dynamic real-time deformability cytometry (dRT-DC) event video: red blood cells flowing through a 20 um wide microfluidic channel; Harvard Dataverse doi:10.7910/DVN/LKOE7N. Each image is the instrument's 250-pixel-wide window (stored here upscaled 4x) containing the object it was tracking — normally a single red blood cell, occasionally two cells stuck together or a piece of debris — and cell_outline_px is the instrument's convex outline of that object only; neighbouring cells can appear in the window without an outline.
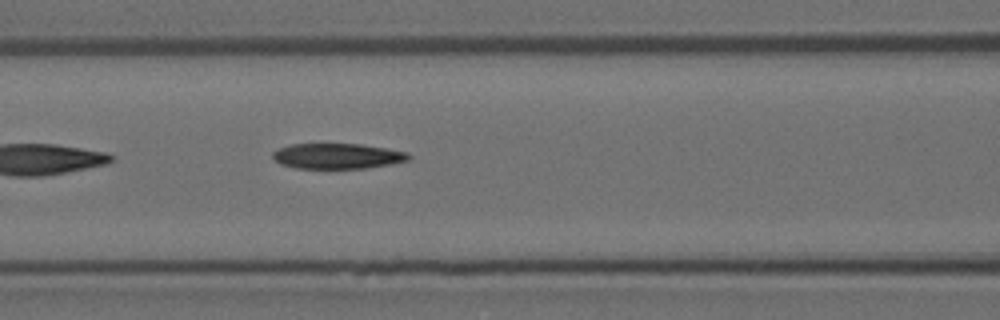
{"species": "Egyptian fruit bat (a non-hibernating species)", "species_latin": "Rousettus aegyptiacus", "temperature_condition": "room temperature", "stored_images_in_passage": 5, "camera_frame_rate_fps": 3000, "um_per_image_px": 0.085, "animal": {"sex": "female"}, "frame": {"image": 1, "passage_image": 5, "time_ms": 1.333, "image_size_px": [1000, 320], "cell_outline_px": [[412, 160], [368, 168], [296, 168], [280, 164], [272, 156], [272, 152], [288, 144], [360, 144], [408, 152], [412, 156]], "centroid_in_image_um": [28.71, 13.27], "position_along_channel_um": 137.9, "area_um2": 20.17}}